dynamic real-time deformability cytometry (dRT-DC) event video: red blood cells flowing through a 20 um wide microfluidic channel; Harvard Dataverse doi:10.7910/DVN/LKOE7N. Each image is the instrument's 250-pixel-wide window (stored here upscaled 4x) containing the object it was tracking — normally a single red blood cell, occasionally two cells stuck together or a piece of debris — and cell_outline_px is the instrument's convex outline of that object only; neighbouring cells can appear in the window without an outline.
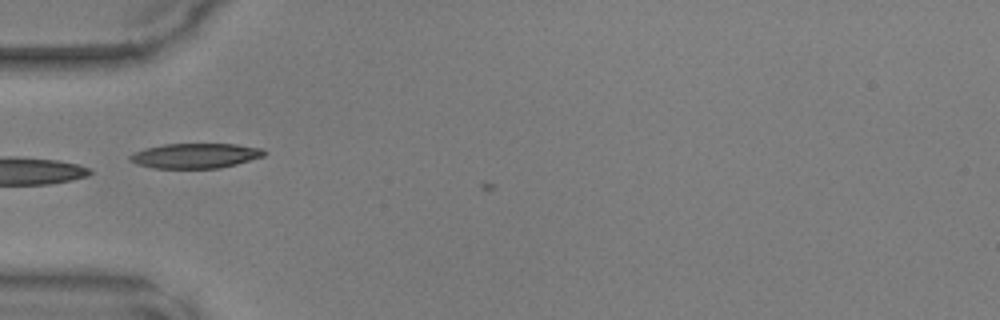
{"species": "common noctule bat (a hibernating species)", "species_latin": "Nyctalus noctula", "temperature_condition": "warm", "stored_images_in_passage": 10, "camera_frame_rate_fps": 3000, "um_per_image_px": 0.085, "animal": {"sex": "male", "body_mass_g": 17.9, "forearm_length_mm": 54.2}, "frame": {"image": 1, "passage_image": 9, "time_ms": 2.667, "image_size_px": [1000, 320], "cell_outline_px": [[264, 156], [236, 164], [220, 168], [152, 168], [136, 164], [128, 160], [128, 156], [132, 152], [144, 148], [164, 144], [236, 144], [264, 148]], "centroid_in_image_um": [16.55, 13.23], "position_along_channel_um": 68.4, "area_um2": 19.65}}